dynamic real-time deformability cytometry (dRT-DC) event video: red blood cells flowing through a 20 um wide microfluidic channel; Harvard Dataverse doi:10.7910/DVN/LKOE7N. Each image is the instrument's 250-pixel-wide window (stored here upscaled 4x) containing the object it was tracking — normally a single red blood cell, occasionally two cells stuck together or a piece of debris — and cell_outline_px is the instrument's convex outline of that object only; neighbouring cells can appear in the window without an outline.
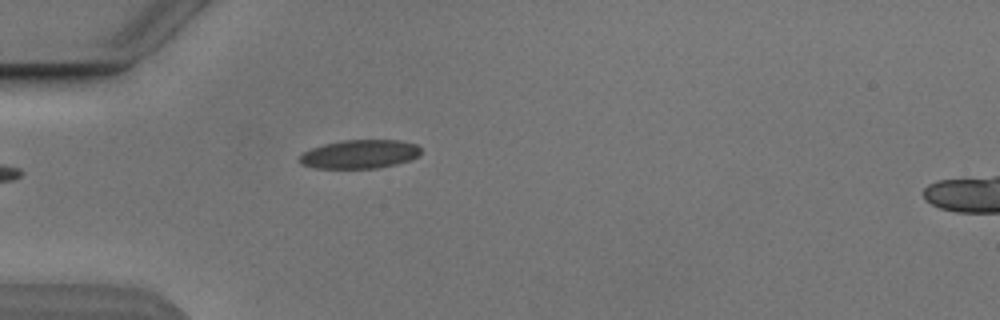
{"species": "Egyptian fruit bat (a non-hibernating species)", "species_latin": "Rousettus aegyptiacus", "temperature_condition": "cold", "stored_images_in_passage": 2, "camera_frame_rate_fps": 3000, "um_per_image_px": 0.085, "animal": {"sex": "male"}, "frame": {"image": 1, "passage_image": 2, "time_ms": 2.0, "image_size_px": [1000, 320], "cell_outline_px": [[420, 156], [412, 160], [396, 164], [376, 168], [316, 168], [300, 164], [296, 160], [304, 152], [312, 148], [324, 144], [344, 140], [400, 140], [416, 144], [420, 148]], "centroid_in_image_um": [30.58, 13.1], "position_along_channel_um": 54.4, "area_um2": 20.4}}